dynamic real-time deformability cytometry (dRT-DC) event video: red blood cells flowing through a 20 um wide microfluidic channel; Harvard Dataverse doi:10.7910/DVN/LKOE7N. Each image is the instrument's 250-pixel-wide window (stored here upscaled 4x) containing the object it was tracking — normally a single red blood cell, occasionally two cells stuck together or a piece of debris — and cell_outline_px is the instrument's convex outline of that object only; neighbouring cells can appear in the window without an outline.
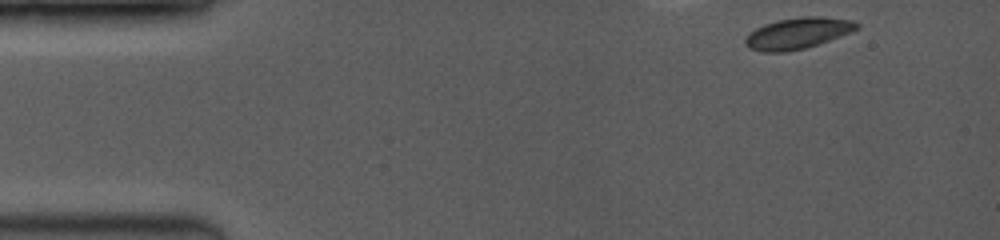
{"species": "common noctule bat (a hibernating species)", "species_latin": "Nyctalus noctula", "temperature_condition": "room temperature", "stored_images_in_passage": 14, "camera_frame_rate_fps": 3500, "um_per_image_px": 0.085, "animal": {"sex": "female", "body_mass_g": 19.0, "forearm_length_mm": 53.3}, "frame": {"image": 1, "passage_image": 1, "time_ms": 0.0, "image_size_px": [1000, 240], "cell_outline_px": [[860, 28], [852, 32], [804, 48], [788, 52], [764, 52], [748, 48], [744, 44], [744, 40], [756, 28], [764, 24], [776, 20], [804, 16], [820, 16], [852, 20], [860, 24]], "centroid_in_image_um": [67.82, 2.82], "position_along_channel_um": 17.2, "area_um2": 20.23}}